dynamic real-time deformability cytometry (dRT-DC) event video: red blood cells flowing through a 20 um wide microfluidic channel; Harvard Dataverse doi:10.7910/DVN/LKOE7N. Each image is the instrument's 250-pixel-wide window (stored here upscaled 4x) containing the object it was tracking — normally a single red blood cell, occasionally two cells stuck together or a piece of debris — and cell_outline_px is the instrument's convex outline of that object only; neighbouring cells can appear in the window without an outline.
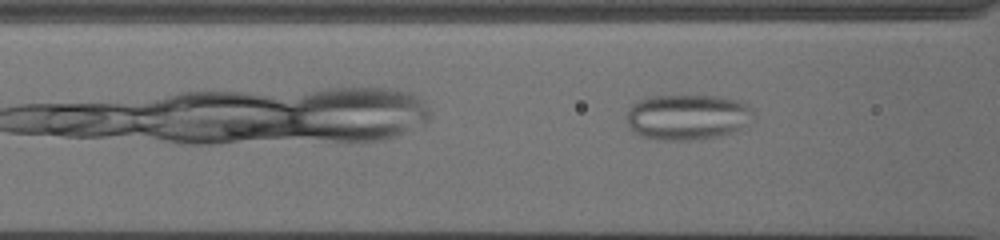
{"species": "common noctule bat (a hibernating species)", "species_latin": "Nyctalus noctula", "temperature_condition": "cold", "stored_images_in_passage": 10, "camera_frame_rate_fps": 3000, "um_per_image_px": 0.085, "animal": {"sex": "female", "body_mass_g": 19.5, "forearm_length_mm": 54.1}, "frame": {"image": 1, "passage_image": 7, "time_ms": 2.0, "image_size_px": [1000, 240], "cell_outline_px": [[752, 112], [736, 128], [728, 132], [712, 136], [684, 140], [664, 140], [640, 136], [628, 124], [628, 112], [632, 104], [636, 100], [648, 96], [720, 96], [736, 100], [748, 104], [752, 108]], "centroid_in_image_um": [58.31, 9.91], "position_along_channel_um": 108.3, "area_um2": 32.48}}